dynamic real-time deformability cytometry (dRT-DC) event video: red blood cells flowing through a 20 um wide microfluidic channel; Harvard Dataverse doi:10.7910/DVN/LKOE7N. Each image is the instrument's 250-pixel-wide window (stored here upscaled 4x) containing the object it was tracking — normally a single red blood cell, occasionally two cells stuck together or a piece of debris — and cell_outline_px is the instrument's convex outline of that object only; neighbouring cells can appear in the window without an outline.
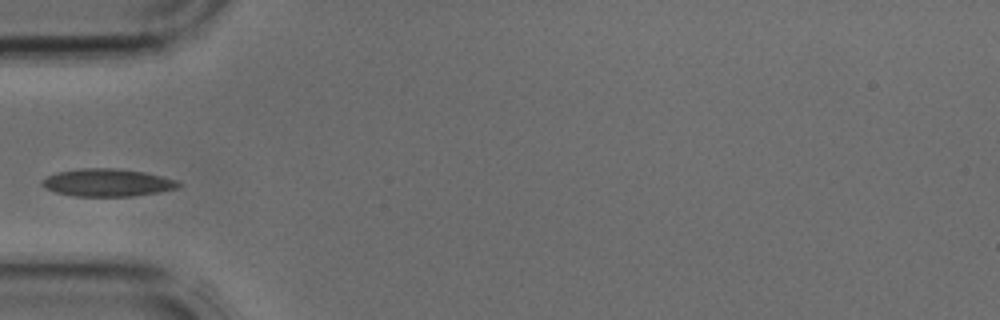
{"species": "common noctule bat (a hibernating species)", "species_latin": "Nyctalus noctula", "temperature_condition": "cold", "stored_images_in_passage": 29, "camera_frame_rate_fps": 3000, "um_per_image_px": 0.085, "animal": {"sex": "male", "body_mass_g": 17.9, "forearm_length_mm": 54.2}, "frame": {"image": 1, "passage_image": 1, "time_ms": 0.0, "image_size_px": [1000, 320], "cell_outline_px": [[184, 184], [180, 188], [160, 192], [132, 196], [76, 196], [56, 192], [44, 188], [40, 184], [48, 176], [56, 172], [80, 168], [116, 168], [144, 172], [164, 176], [176, 180]], "centroid_in_image_um": [9.18, 15.52], "position_along_channel_um": 75.8, "area_um2": 22.14}}
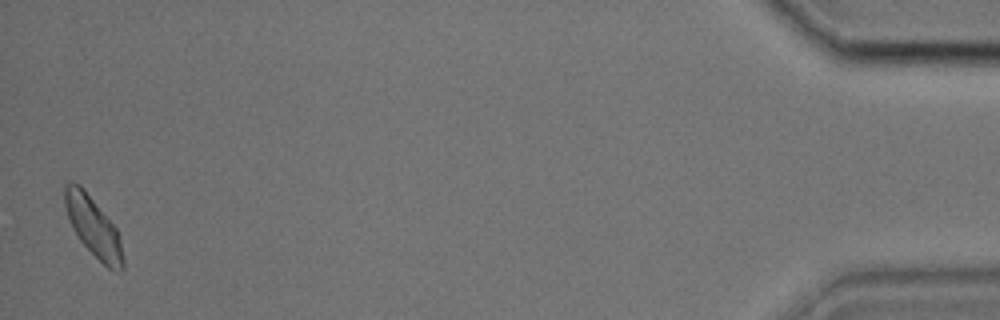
{"frame": {"image": 2, "passage_image": 29, "time_ms": 9.333, "image_size_px": [1000, 320], "cell_outline_px": [[124, 268], [120, 272], [108, 268], [80, 240], [72, 228], [64, 204], [64, 184], [72, 180], [80, 184], [84, 188], [116, 228], [120, 236], [124, 260]], "centroid_in_image_um": [7.93, 19.24], "position_along_channel_um": 427.3, "area_um2": 20.23}}